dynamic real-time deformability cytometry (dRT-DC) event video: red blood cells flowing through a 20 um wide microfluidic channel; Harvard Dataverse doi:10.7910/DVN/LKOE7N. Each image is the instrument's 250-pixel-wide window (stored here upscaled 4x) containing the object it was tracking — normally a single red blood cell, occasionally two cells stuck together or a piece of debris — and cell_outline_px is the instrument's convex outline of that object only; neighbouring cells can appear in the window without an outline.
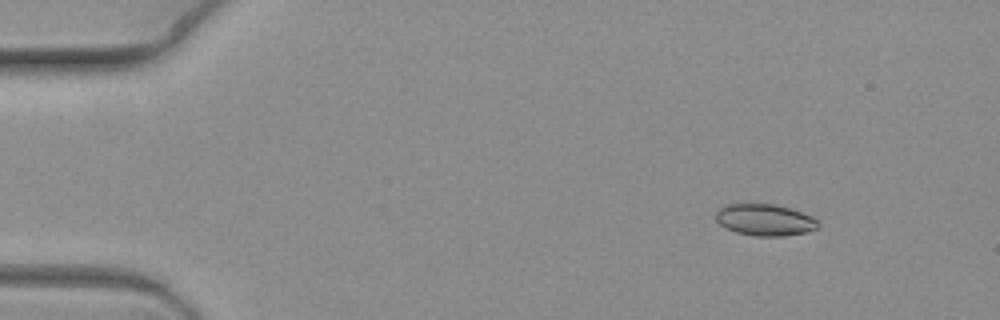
{"species": "common noctule bat (a hibernating species)", "species_latin": "Nyctalus noctula", "temperature_condition": "warm", "stored_images_in_passage": 6, "camera_frame_rate_fps": 3000, "um_per_image_px": 0.085, "animal": {"sex": "female", "body_mass_g": 19.3, "forearm_length_mm": 54.1}, "frame": {"image": 1, "passage_image": 2, "time_ms": 0.333, "image_size_px": [1000, 320], "cell_outline_px": [[820, 228], [808, 232], [784, 236], [756, 236], [736, 232], [720, 224], [716, 220], [716, 208], [724, 204], [776, 204], [812, 216], [820, 220]], "centroid_in_image_um": [65.04, 18.69], "position_along_channel_um": 20.0, "area_um2": 19.07}}
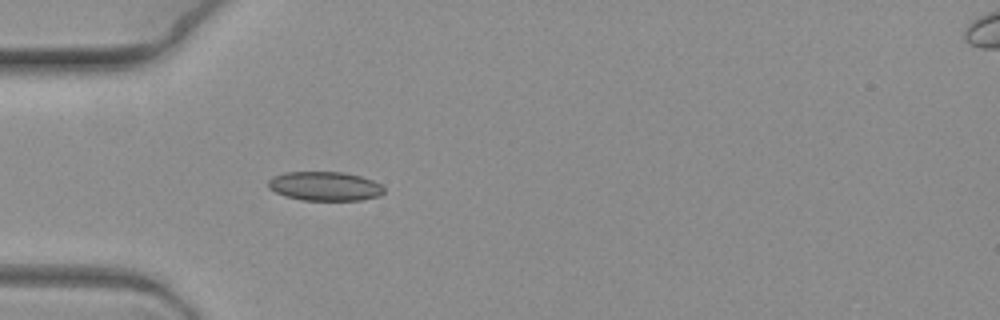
{"frame": {"image": 2, "passage_image": 6, "time_ms": 1.667, "image_size_px": [1000, 320], "cell_outline_px": [[384, 192], [380, 196], [360, 200], [300, 200], [284, 196], [268, 188], [268, 180], [272, 176], [284, 172], [344, 172], [360, 176], [372, 180], [380, 184], [384, 188]], "centroid_in_image_um": [27.59, 15.82], "position_along_channel_um": 57.4, "area_um2": 19.77}}